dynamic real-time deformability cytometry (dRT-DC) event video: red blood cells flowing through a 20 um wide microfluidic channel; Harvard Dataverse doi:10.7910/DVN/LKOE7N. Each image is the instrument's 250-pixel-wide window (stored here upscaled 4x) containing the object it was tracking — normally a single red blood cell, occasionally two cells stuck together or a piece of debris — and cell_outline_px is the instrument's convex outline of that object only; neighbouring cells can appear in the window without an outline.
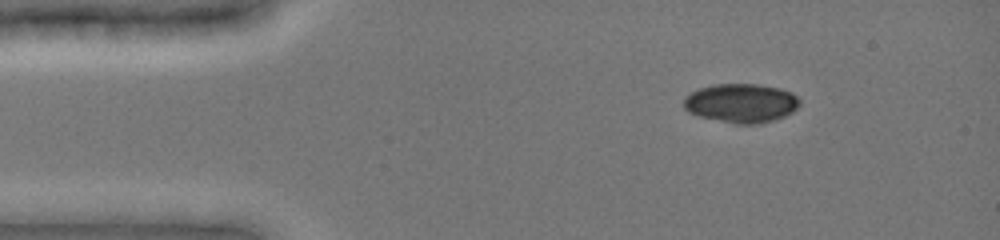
{"species": "common noctule bat (a hibernating species)", "species_latin": "Nyctalus noctula", "temperature_condition": "cold", "stored_images_in_passage": 42, "camera_frame_rate_fps": 3000, "um_per_image_px": 0.085, "animal": {"sex": "female", "body_mass_g": 19.0, "forearm_length_mm": 51.5}, "frame": {"image": 1, "passage_image": 1, "time_ms": 0.0, "image_size_px": [1000, 240], "cell_outline_px": [[800, 104], [792, 112], [784, 116], [760, 124], [736, 124], [700, 116], [688, 112], [684, 108], [684, 96], [700, 88], [712, 84], [756, 84], [780, 88], [792, 92], [800, 100]], "centroid_in_image_um": [63.0, 8.76], "position_along_channel_um": 22.0, "area_um2": 26.36}}
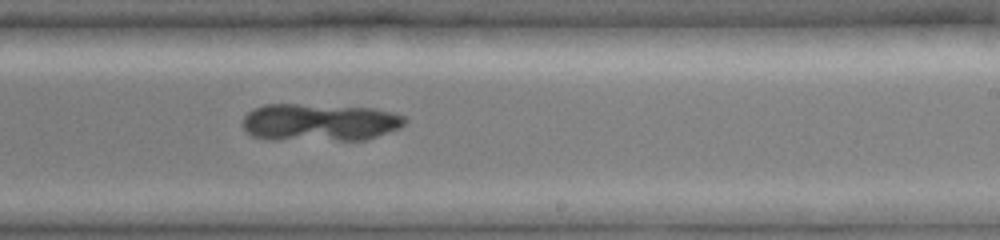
{"frame": {"image": 2, "passage_image": 24, "time_ms": 7.667, "image_size_px": [1000, 240], "cell_outline_px": [[408, 120], [400, 128], [364, 140], [272, 140], [252, 136], [240, 124], [244, 116], [252, 108], [264, 104], [296, 104], [372, 108], [396, 112], [404, 116]], "centroid_in_image_um": [27.14, 10.4], "position_along_channel_um": 261.9, "area_um2": 35.84}}
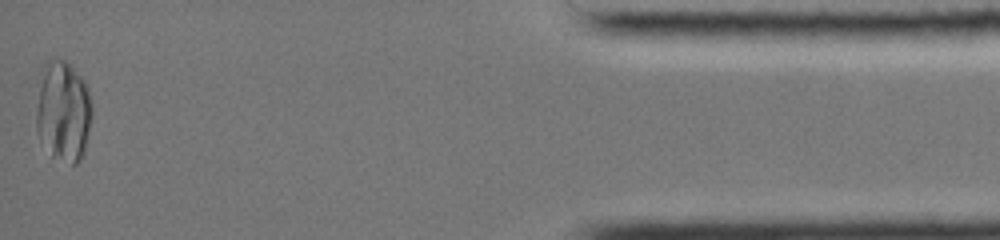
{"frame": {"image": 3, "passage_image": 42, "time_ms": 13.667, "image_size_px": [1000, 240], "cell_outline_px": [[92, 116], [84, 152], [80, 160], [76, 164], [72, 164], [52, 156], [40, 136], [36, 128], [36, 108], [40, 68], [52, 56], [56, 56], [64, 60], [84, 80], [88, 88], [92, 104]], "centroid_in_image_um": [5.37, 9.39], "position_along_channel_um": 429.8, "area_um2": 33.06}}